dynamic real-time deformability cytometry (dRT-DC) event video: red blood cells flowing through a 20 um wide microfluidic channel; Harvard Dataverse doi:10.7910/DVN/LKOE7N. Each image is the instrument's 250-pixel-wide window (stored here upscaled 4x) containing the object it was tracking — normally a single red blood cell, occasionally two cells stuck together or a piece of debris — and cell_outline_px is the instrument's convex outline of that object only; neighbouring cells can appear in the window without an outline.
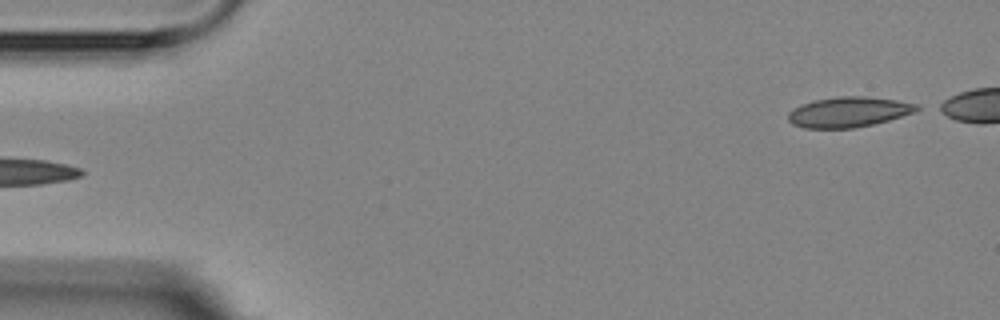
{"species": "Egyptian fruit bat (a non-hibernating species)", "species_latin": "Rousettus aegyptiacus", "temperature_condition": "room temperature", "stored_images_in_passage": 5, "segment_of_instrument_passage": [2, 2], "camera_frame_rate_fps": 3000, "um_per_image_px": 0.085, "animal": {"sex": "female"}, "frame": {"image": 1, "passage_image": 5, "time_ms": 4.333, "image_size_px": [1000, 320], "cell_outline_px": [[924, 108], [916, 112], [888, 120], [872, 124], [852, 128], [804, 128], [792, 124], [788, 120], [788, 112], [792, 108], [800, 104], [812, 100], [836, 96], [864, 96], [896, 100], [920, 104]], "centroid_in_image_um": [72.14, 9.51], "position_along_channel_um": 12.9, "area_um2": 23.0}}